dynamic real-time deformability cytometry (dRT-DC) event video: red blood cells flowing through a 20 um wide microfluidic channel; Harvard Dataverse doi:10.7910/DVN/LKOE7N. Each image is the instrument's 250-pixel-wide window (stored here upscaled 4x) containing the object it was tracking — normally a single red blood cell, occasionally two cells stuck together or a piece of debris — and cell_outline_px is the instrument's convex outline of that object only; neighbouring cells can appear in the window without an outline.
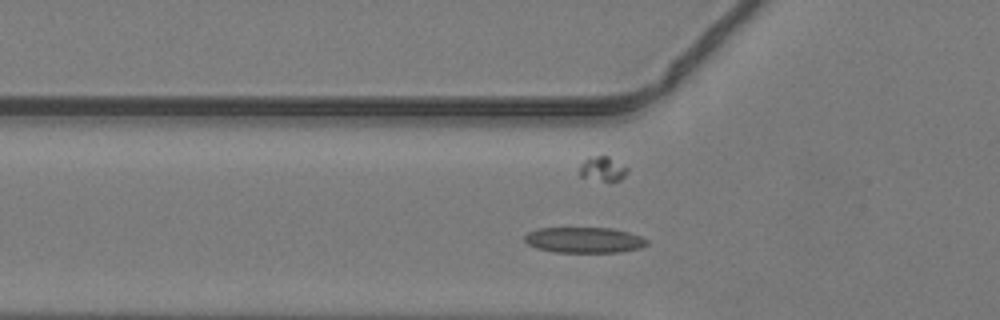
{"species": "common noctule bat (a hibernating species)", "species_latin": "Nyctalus noctula", "temperature_condition": "warm", "stored_images_in_passage": 31, "camera_frame_rate_fps": 3000, "um_per_image_px": 0.085, "animal": {"sex": "male", "body_mass_g": 19.2, "forearm_length_mm": 51.8}, "frame": {"image": 1, "passage_image": 3, "time_ms": 0.667, "image_size_px": [1000, 320], "cell_outline_px": [[648, 244], [640, 248], [620, 252], [556, 252], [536, 248], [528, 244], [524, 240], [524, 236], [528, 232], [536, 228], [612, 228], [628, 232], [640, 236], [648, 240]], "centroid_in_image_um": [49.64, 20.4], "position_along_channel_um": 76.2, "area_um2": 18.32}}
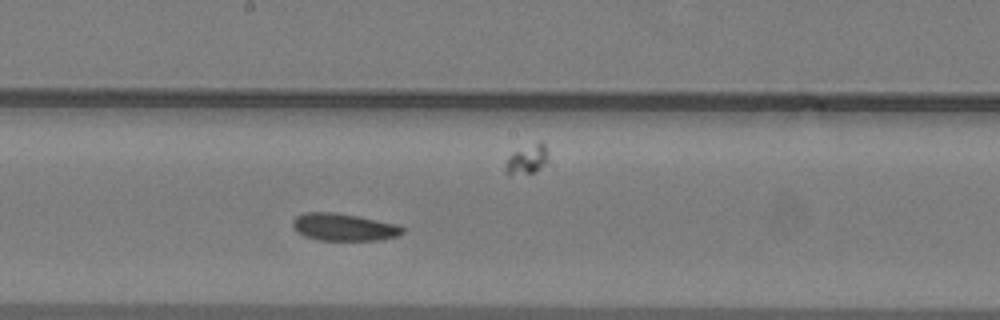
{"frame": {"image": 2, "passage_image": 13, "time_ms": 4.0, "image_size_px": [1000, 320], "cell_outline_px": [[404, 232], [396, 236], [380, 240], [316, 240], [304, 236], [292, 224], [292, 220], [296, 216], [304, 212], [336, 212], [396, 224], [404, 228]], "centroid_in_image_um": [29.2, 19.3], "position_along_channel_um": 219.0, "area_um2": 17.34}}
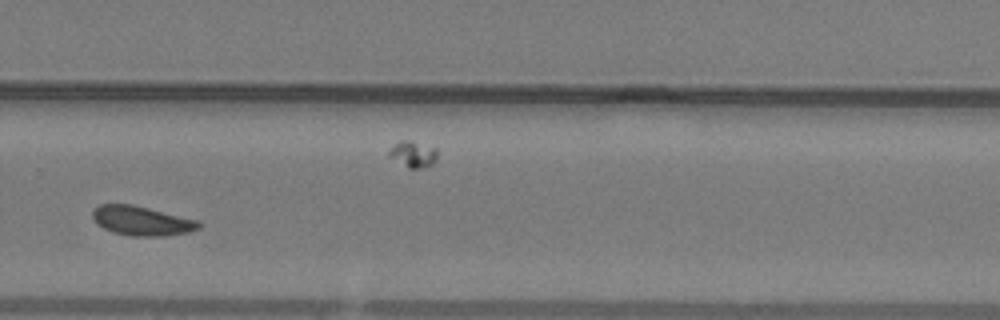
{"frame": {"image": 3, "passage_image": 20, "time_ms": 6.333, "image_size_px": [1000, 320], "cell_outline_px": [[200, 228], [192, 232], [164, 236], [132, 236], [112, 232], [96, 224], [92, 216], [92, 212], [100, 204], [132, 204], [196, 220], [200, 224]], "centroid_in_image_um": [12.03, 18.78], "position_along_channel_um": 317.8, "area_um2": 18.09}}